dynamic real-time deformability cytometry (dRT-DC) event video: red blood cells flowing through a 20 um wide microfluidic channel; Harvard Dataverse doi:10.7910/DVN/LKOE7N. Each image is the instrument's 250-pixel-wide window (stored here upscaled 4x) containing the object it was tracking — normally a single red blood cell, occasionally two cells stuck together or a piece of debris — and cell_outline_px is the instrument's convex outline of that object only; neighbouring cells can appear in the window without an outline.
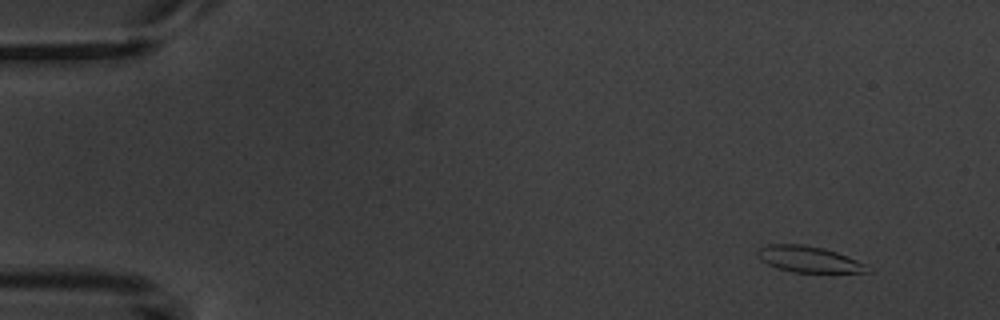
{"species": "common noctule bat (a hibernating species)", "species_latin": "Nyctalus noctula", "temperature_condition": "warm", "stored_images_in_passage": 5, "camera_frame_rate_fps": 3000, "um_per_image_px": 0.085, "animal": {"sex": "male", "body_mass_g": 20.1, "forearm_length_mm": 53.5}, "frame": {"image": 1, "passage_image": 1, "time_ms": 0.0, "image_size_px": [1000, 320], "cell_outline_px": [[872, 272], [792, 272], [776, 268], [760, 260], [756, 256], [756, 248], [768, 244], [804, 244], [824, 248], [836, 252], [856, 260], [864, 264]], "centroid_in_image_um": [68.65, 22.02], "position_along_channel_um": 16.4, "area_um2": 16.76}}
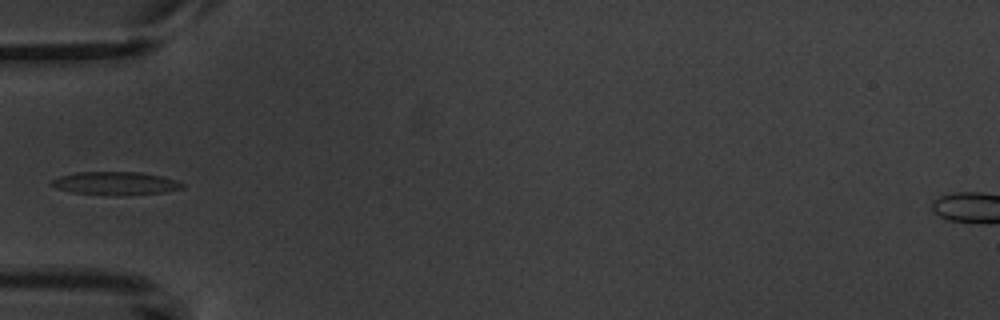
{"frame": {"image": 2, "passage_image": 5, "time_ms": 4.667, "image_size_px": [1000, 320], "cell_outline_px": [[184, 188], [164, 192], [124, 196], [104, 196], [72, 192], [56, 188], [48, 184], [52, 180], [60, 176], [76, 172], [140, 172], [160, 176], [176, 180], [184, 184]], "centroid_in_image_um": [9.79, 15.6], "position_along_channel_um": 75.2, "area_um2": 17.98}}